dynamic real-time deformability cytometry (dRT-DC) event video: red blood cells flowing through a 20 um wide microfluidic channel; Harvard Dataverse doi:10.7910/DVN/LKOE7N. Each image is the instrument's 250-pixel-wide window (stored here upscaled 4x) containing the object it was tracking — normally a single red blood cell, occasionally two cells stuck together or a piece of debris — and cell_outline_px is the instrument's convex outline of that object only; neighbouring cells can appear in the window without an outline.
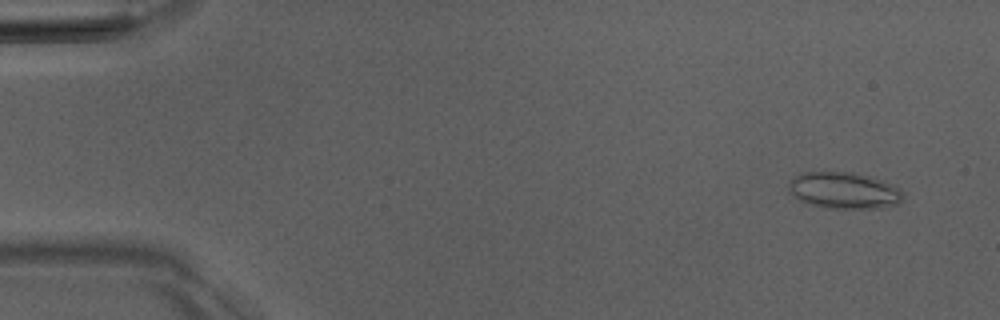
{"species": "Egyptian fruit bat (a non-hibernating species)", "species_latin": "Rousettus aegyptiacus", "temperature_condition": "room temperature", "stored_images_in_passage": 6, "camera_frame_rate_fps": 3000, "um_per_image_px": 0.085, "animal": {"sex": "male"}, "frame": {"image": 1, "passage_image": 1, "time_ms": 0.0, "image_size_px": [1000, 320], "cell_outline_px": [[904, 196], [896, 204], [880, 208], [824, 208], [800, 200], [788, 188], [788, 180], [800, 172], [852, 172], [868, 176], [892, 184], [900, 188]], "centroid_in_image_um": [71.72, 16.18], "position_along_channel_um": 13.3, "area_um2": 24.22}}